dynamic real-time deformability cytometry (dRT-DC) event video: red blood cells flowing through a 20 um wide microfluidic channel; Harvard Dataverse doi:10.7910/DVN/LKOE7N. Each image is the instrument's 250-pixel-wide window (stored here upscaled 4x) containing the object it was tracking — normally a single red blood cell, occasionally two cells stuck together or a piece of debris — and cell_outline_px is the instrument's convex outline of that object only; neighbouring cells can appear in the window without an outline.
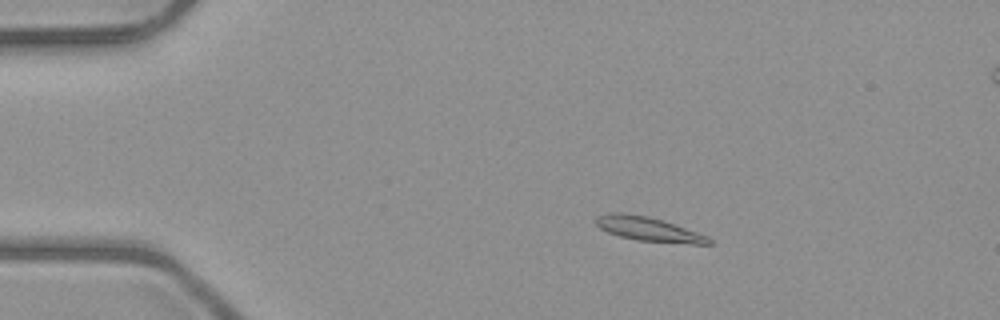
{"species": "common noctule bat (a hibernating species)", "species_latin": "Nyctalus noctula", "temperature_condition": "room temperature", "stored_images_in_passage": 43, "camera_frame_rate_fps": 3000, "um_per_image_px": 0.085, "animal": {"sex": "male", "body_mass_g": 23.1, "forearm_length_mm": 52.7}, "frame": {"image": 1, "passage_image": 1, "time_ms": 0.0, "image_size_px": [1000, 320], "cell_outline_px": [[712, 244], [692, 244], [636, 240], [620, 236], [608, 232], [600, 228], [596, 224], [596, 216], [608, 212], [624, 212], [648, 216], [664, 220], [708, 236], [712, 240]], "centroid_in_image_um": [55.12, 19.46], "position_along_channel_um": 29.9, "area_um2": 16.07}}
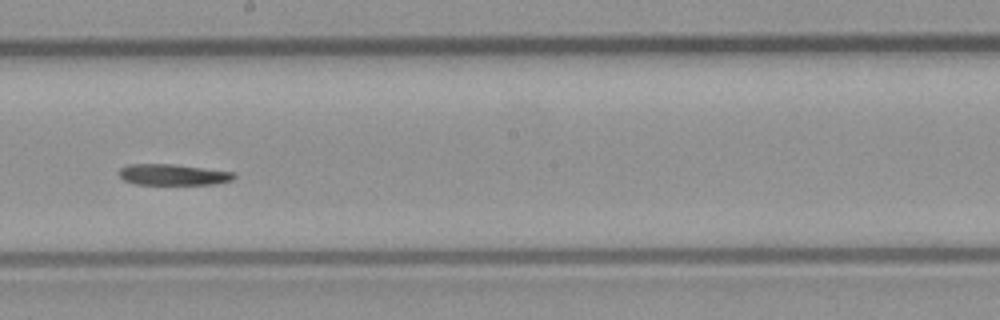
{"frame": {"image": 2, "passage_image": 21, "time_ms": 6.667, "image_size_px": [1000, 320], "cell_outline_px": [[236, 176], [232, 180], [216, 184], [136, 184], [124, 180], [120, 176], [120, 168], [128, 164], [172, 164], [232, 172]], "centroid_in_image_um": [14.69, 14.85], "position_along_channel_um": 233.5, "area_um2": 13.87}}
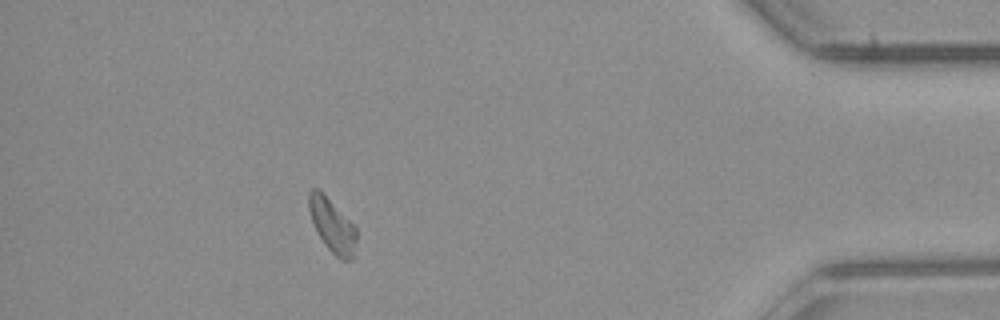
{"frame": {"image": 3, "passage_image": 38, "time_ms": 12.333, "image_size_px": [1000, 320], "cell_outline_px": [[356, 244], [352, 260], [340, 260], [324, 244], [316, 232], [308, 208], [308, 192], [312, 188], [316, 188], [356, 228]], "centroid_in_image_um": [28.22, 19.22], "position_along_channel_um": 407.0, "area_um2": 14.39}}